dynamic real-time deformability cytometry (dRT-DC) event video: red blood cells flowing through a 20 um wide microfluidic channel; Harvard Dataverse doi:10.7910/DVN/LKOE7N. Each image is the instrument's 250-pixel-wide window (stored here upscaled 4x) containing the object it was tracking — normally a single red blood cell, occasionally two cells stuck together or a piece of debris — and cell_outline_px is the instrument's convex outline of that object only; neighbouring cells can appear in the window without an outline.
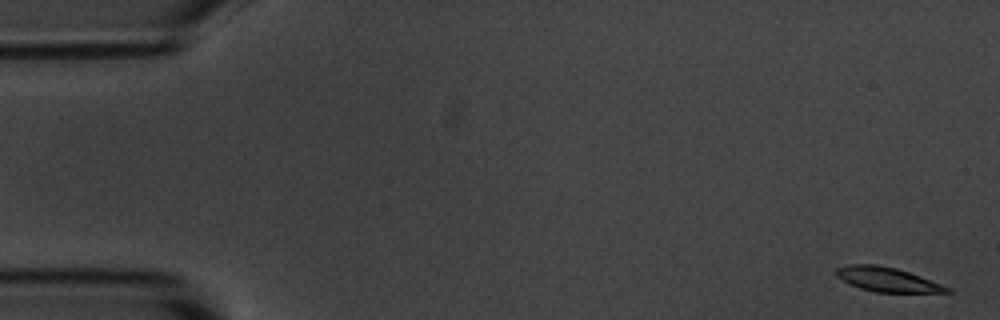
{"species": "common noctule bat (a hibernating species)", "species_latin": "Nyctalus noctula", "temperature_condition": "room temperature", "stored_images_in_passage": 13, "camera_frame_rate_fps": 3000, "um_per_image_px": 0.085, "animal": {"sex": "male", "body_mass_g": 20.1, "forearm_length_mm": 53.5}, "frame": {"image": 1, "passage_image": 1, "time_ms": 0.0, "image_size_px": [1000, 320], "cell_outline_px": [[952, 292], [876, 292], [860, 288], [836, 276], [836, 268], [848, 264], [876, 264], [896, 268], [920, 276], [952, 288]], "centroid_in_image_um": [75.42, 23.75], "position_along_channel_um": 9.6, "area_um2": 15.49}}